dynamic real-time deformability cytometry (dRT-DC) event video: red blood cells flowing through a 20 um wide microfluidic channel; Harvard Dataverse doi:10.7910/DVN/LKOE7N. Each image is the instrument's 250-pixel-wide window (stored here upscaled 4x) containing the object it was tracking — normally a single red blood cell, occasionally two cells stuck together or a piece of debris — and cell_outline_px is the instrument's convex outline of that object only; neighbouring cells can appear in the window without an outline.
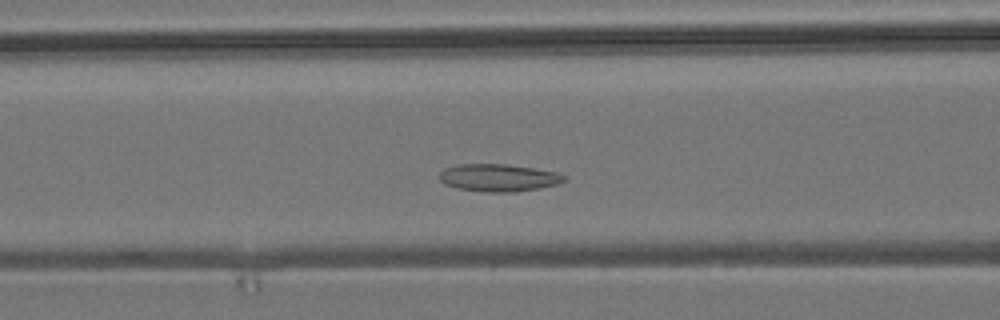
{"species": "common noctule bat (a hibernating species)", "species_latin": "Nyctalus noctula", "temperature_condition": "room temperature", "stored_images_in_passage": 44, "camera_frame_rate_fps": 3000, "um_per_image_px": 0.085, "animal": {"sex": "male", "body_mass_g": 19.2, "forearm_length_mm": 51.8}, "frame": {"image": 1, "passage_image": 15, "time_ms": 4.667, "image_size_px": [1000, 320], "cell_outline_px": [[568, 180], [556, 184], [540, 188], [512, 192], [484, 192], [456, 188], [444, 184], [440, 180], [440, 172], [444, 168], [460, 164], [508, 164], [556, 172], [568, 176]], "centroid_in_image_um": [42.38, 15.11], "position_along_channel_um": 124.2, "area_um2": 20.06}}
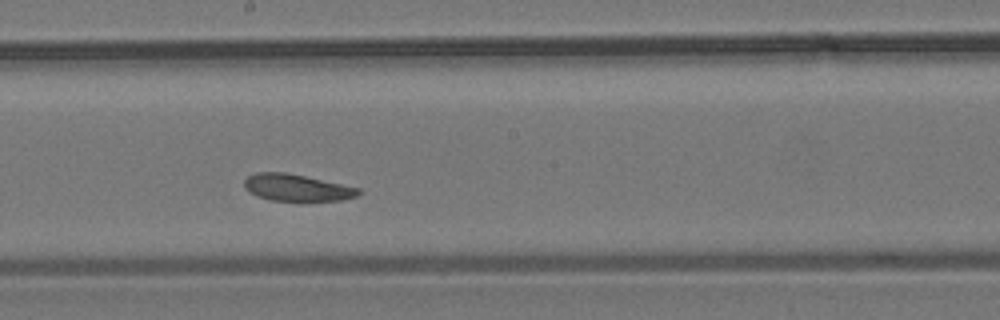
{"frame": {"image": 2, "passage_image": 23, "time_ms": 7.333, "image_size_px": [1000, 320], "cell_outline_px": [[364, 192], [356, 196], [340, 200], [272, 200], [256, 196], [248, 192], [244, 188], [244, 180], [248, 176], [256, 172], [284, 172], [304, 176], [360, 188]], "centroid_in_image_um": [25.2, 15.94], "position_along_channel_um": 223.0, "area_um2": 17.69}}
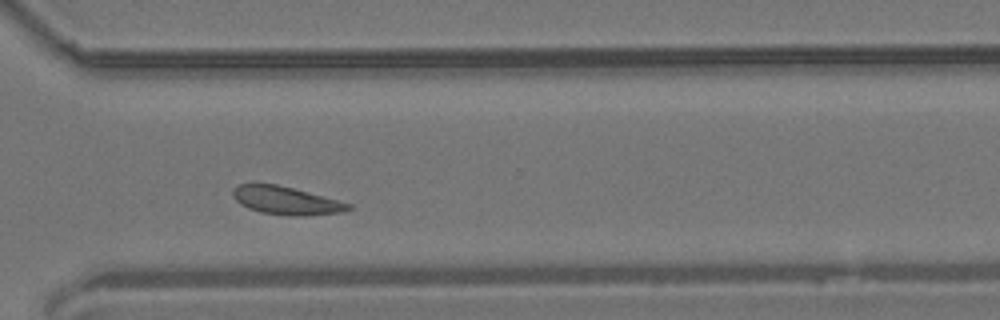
{"frame": {"image": 3, "passage_image": 33, "time_ms": 10.667, "image_size_px": [1000, 320], "cell_outline_px": [[352, 208], [344, 212], [308, 216], [288, 216], [260, 212], [248, 208], [240, 204], [232, 196], [232, 188], [236, 184], [252, 180], [276, 184], [292, 188], [352, 204]], "centroid_in_image_um": [24.22, 17.01], "position_along_channel_um": 346.4, "area_um2": 19.54}, "authors_computed_cell_mechanics": {"area_um2": 19.3052, "velocity_mm_per_s": 3.7091, "shape_relaxation_time_tau1_ms": null, "shape_relaxation_time_tau2_ms": 6.1411, "deformation_change_tau1": null, "deformation_change_tau2": 0.1294}}